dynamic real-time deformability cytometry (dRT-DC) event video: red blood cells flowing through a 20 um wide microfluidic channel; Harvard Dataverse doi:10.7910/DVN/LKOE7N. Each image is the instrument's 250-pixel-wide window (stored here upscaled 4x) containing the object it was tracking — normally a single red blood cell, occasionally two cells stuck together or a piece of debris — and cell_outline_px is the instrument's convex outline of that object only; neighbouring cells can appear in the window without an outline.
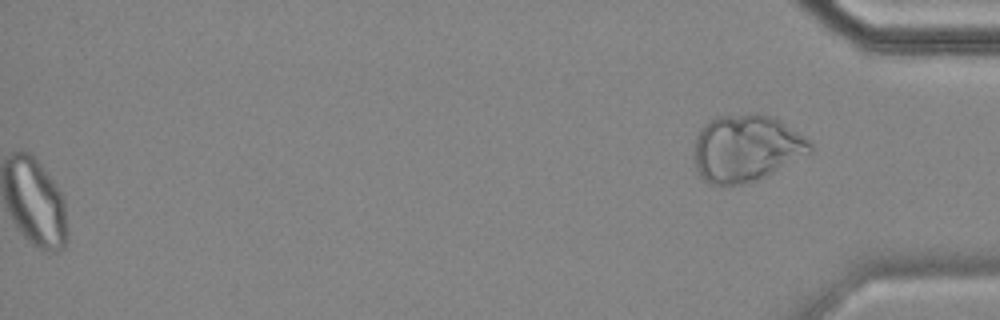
{"species": "common noctule bat (a hibernating species)", "species_latin": "Nyctalus noctula", "temperature_condition": "cold", "stored_images_in_passage": 45, "camera_frame_rate_fps": 3000, "um_per_image_px": 0.085, "animal": {"sex": "female", "body_mass_g": 18.4}, "frame": {"image": 1, "passage_image": 45, "time_ms": 14.667, "image_size_px": [1000, 320], "cell_outline_px": [[812, 152], [768, 176], [744, 184], [712, 184], [704, 180], [700, 176], [696, 168], [692, 152], [696, 136], [700, 128], [708, 120], [716, 116], [748, 112], [760, 112], [772, 116], [780, 120], [804, 136], [812, 144]], "centroid_in_image_um": [63.41, 12.57], "position_along_channel_um": 371.8, "area_um2": 46.12}, "authors_computed_cell_mechanics": {"area_um2": 26.7614, "velocity_mm_per_s": 3.4941, "shape_relaxation_time_tau1_ms": null, "shape_relaxation_time_tau2_ms": 1.7938, "deformation_change_tau1": null, "deformation_change_tau2": 0.0771}}